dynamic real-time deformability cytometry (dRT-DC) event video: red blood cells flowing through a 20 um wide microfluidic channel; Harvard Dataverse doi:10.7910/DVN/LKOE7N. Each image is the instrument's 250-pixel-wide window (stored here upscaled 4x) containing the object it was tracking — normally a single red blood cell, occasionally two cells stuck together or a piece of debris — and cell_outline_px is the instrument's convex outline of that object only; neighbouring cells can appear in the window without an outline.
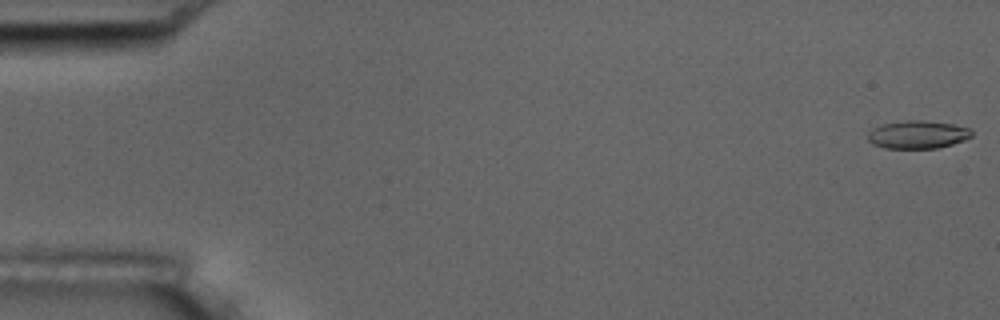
{"species": "common noctule bat (a hibernating species)", "species_latin": "Nyctalus noctula", "temperature_condition": "room temperature", "stored_images_in_passage": 5, "camera_frame_rate_fps": 3000, "um_per_image_px": 0.085, "animal": {"sex": "male", "body_mass_g": 17.5, "forearm_length_mm": 52.3}, "frame": {"image": 1, "passage_image": 1, "time_ms": 0.0, "image_size_px": [1000, 320], "cell_outline_px": [[972, 136], [964, 140], [952, 144], [936, 148], [884, 148], [872, 144], [868, 140], [868, 132], [872, 128], [884, 124], [908, 120], [924, 120], [952, 124], [968, 128], [972, 132]], "centroid_in_image_um": [77.98, 11.44], "position_along_channel_um": 7.0, "area_um2": 16.82}}
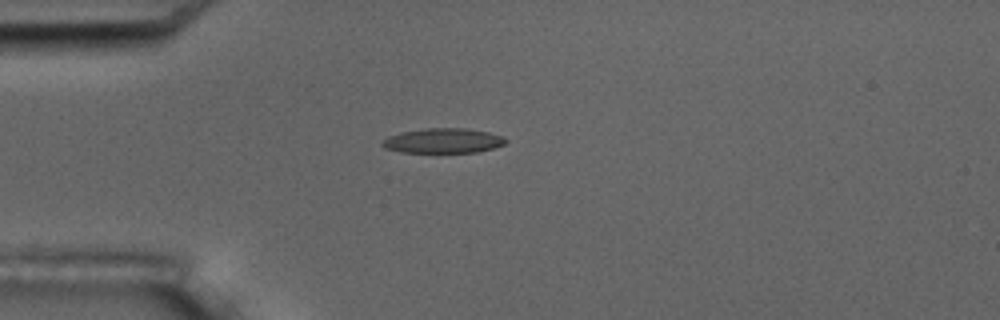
{"frame": {"image": 2, "passage_image": 5, "time_ms": 4.667, "image_size_px": [1000, 320], "cell_outline_px": [[508, 140], [504, 144], [492, 148], [476, 152], [400, 152], [384, 148], [380, 144], [380, 140], [388, 136], [400, 132], [424, 128], [468, 128], [488, 132], [504, 136]], "centroid_in_image_um": [37.62, 11.95], "position_along_channel_um": 47.4, "area_um2": 18.03}}